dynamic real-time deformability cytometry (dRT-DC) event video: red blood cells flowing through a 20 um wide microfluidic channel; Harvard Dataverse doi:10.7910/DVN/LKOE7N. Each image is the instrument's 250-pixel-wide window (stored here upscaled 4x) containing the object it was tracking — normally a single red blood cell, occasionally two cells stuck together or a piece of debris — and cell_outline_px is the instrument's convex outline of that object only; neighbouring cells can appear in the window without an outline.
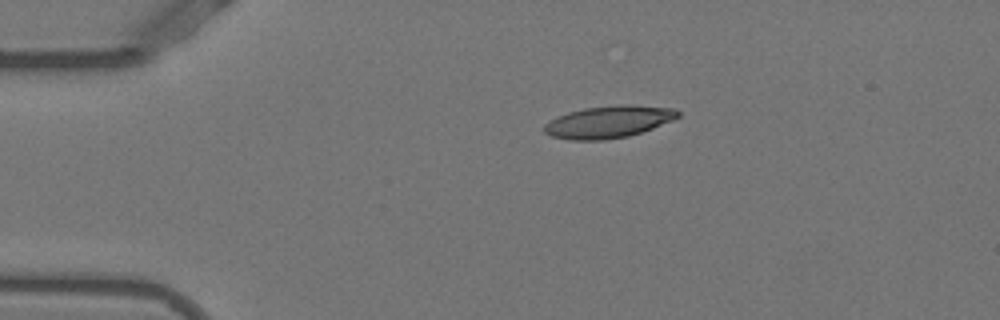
{"species": "Egyptian fruit bat (a non-hibernating species)", "species_latin": "Rousettus aegyptiacus", "temperature_condition": "warm", "stored_images_in_passage": 35, "camera_frame_rate_fps": 3000, "um_per_image_px": 0.085, "animal": {"sex": "female"}, "frame": {"image": 1, "passage_image": 1, "time_ms": 0.0, "image_size_px": [1000, 320], "cell_outline_px": [[680, 116], [672, 120], [652, 128], [628, 136], [600, 140], [572, 140], [552, 136], [544, 132], [544, 124], [556, 116], [568, 112], [584, 108], [620, 104], [632, 104], [676, 108], [680, 112]], "centroid_in_image_um": [51.73, 10.34], "position_along_channel_um": 33.3, "area_um2": 25.09}}
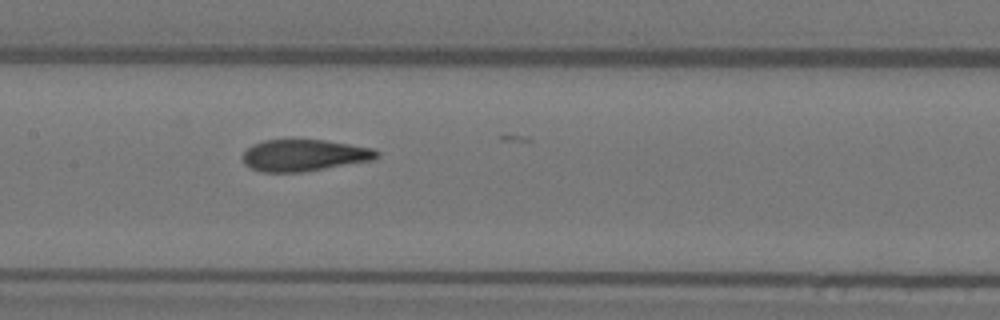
{"frame": {"image": 2, "passage_image": 16, "time_ms": 5.0, "image_size_px": [1000, 320], "cell_outline_px": [[380, 156], [372, 160], [300, 172], [264, 172], [252, 168], [244, 164], [244, 152], [252, 144], [264, 140], [324, 140], [372, 148], [380, 152]], "centroid_in_image_um": [25.86, 13.19], "position_along_channel_um": 181.5, "area_um2": 24.39}}
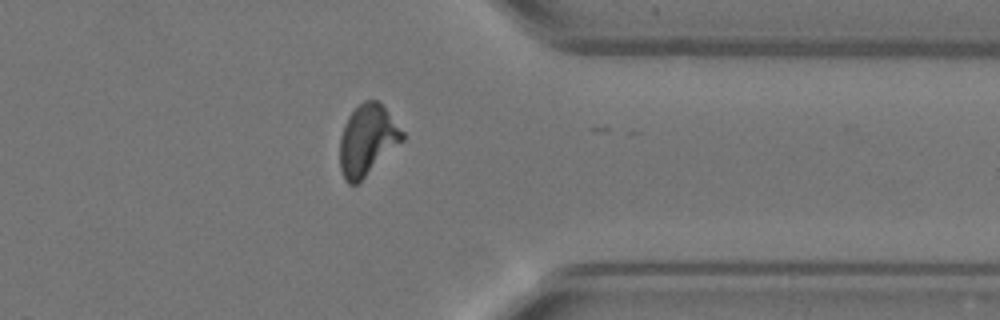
{"frame": {"image": 3, "passage_image": 32, "time_ms": 10.333, "image_size_px": [1000, 320], "cell_outline_px": [[404, 140], [356, 184], [348, 184], [344, 180], [340, 168], [340, 136], [344, 124], [348, 116], [364, 100], [376, 100], [384, 108], [404, 132]], "centroid_in_image_um": [31.2, 11.91], "position_along_channel_um": 380.2, "area_um2": 25.37}, "authors_computed_cell_mechanics": {"area_um2": 25.3742, "velocity_mm_per_s": 3.8792, "shape_relaxation_time_tau1_ms": 5.3627, "shape_relaxation_time_tau2_ms": 1.8238, "deformation_change_tau1": 0.2347, "deformation_change_tau2": 0.0494}}